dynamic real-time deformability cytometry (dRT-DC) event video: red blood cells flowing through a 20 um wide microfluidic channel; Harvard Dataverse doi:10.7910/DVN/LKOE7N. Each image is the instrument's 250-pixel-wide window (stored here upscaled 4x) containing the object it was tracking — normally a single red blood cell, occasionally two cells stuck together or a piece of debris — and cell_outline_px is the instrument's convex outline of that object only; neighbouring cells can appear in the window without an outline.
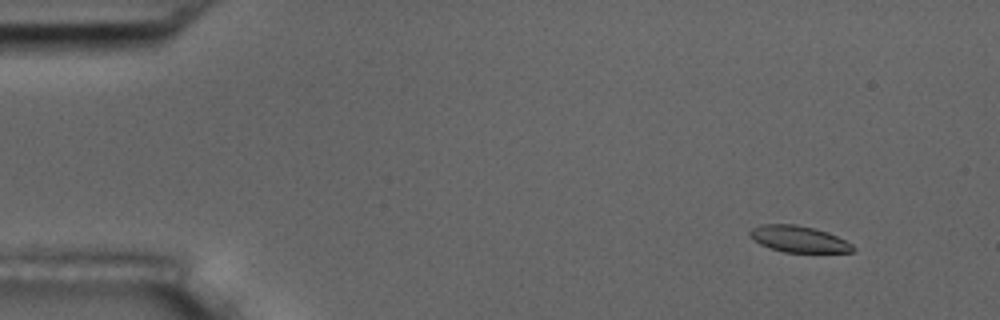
{"species": "common noctule bat (a hibernating species)", "species_latin": "Nyctalus noctula", "temperature_condition": "room temperature", "stored_images_in_passage": 51, "camera_frame_rate_fps": 3000, "um_per_image_px": 0.085, "animal": {"sex": "male", "body_mass_g": 17.5, "forearm_length_mm": 52.3}, "frame": {"image": 1, "passage_image": 1, "time_ms": 0.0, "image_size_px": [1000, 320], "cell_outline_px": [[856, 248], [852, 252], [784, 252], [760, 244], [752, 240], [748, 236], [748, 232], [752, 228], [760, 224], [796, 224], [828, 232], [852, 244]], "centroid_in_image_um": [67.84, 20.31], "position_along_channel_um": 17.2, "area_um2": 15.84}}
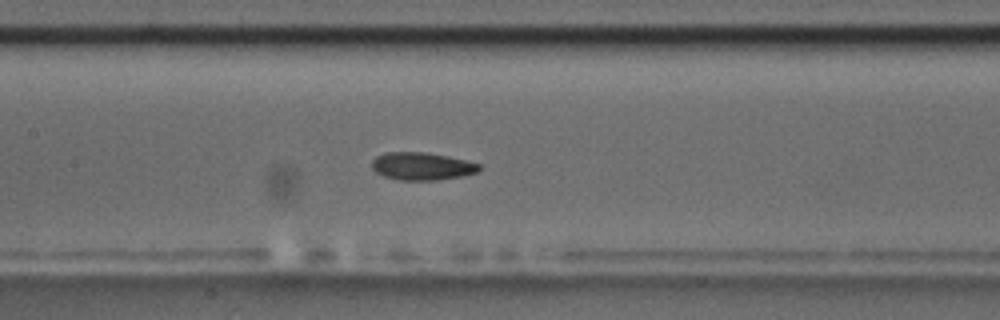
{"frame": {"image": 2, "passage_image": 22, "time_ms": 7.0, "image_size_px": [1000, 320], "cell_outline_px": [[480, 168], [476, 172], [464, 176], [440, 180], [396, 180], [384, 176], [376, 172], [372, 168], [372, 160], [376, 156], [388, 152], [424, 152], [448, 156], [480, 164]], "centroid_in_image_um": [35.85, 14.14], "position_along_channel_um": 171.6, "area_um2": 17.34}}
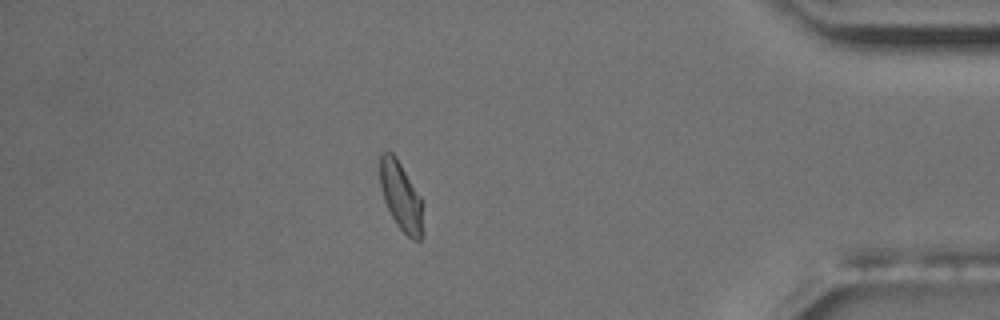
{"frame": {"image": 3, "passage_image": 44, "time_ms": 14.333, "image_size_px": [1000, 320], "cell_outline_px": [[424, 236], [420, 240], [412, 240], [396, 224], [384, 200], [380, 188], [380, 152], [392, 152], [396, 156], [420, 196]], "centroid_in_image_um": [34.08, 16.7], "position_along_channel_um": 401.1, "area_um2": 17.17}, "authors_computed_cell_mechanics": {"area_um2": 17.1666, "velocity_mm_per_s": 3.6694, "shape_relaxation_time_tau1_ms": 4.7064, "shape_relaxation_time_tau2_ms": 5.6328, "deformation_change_tau1": 0.1369, "deformation_change_tau2": 0.1026}}